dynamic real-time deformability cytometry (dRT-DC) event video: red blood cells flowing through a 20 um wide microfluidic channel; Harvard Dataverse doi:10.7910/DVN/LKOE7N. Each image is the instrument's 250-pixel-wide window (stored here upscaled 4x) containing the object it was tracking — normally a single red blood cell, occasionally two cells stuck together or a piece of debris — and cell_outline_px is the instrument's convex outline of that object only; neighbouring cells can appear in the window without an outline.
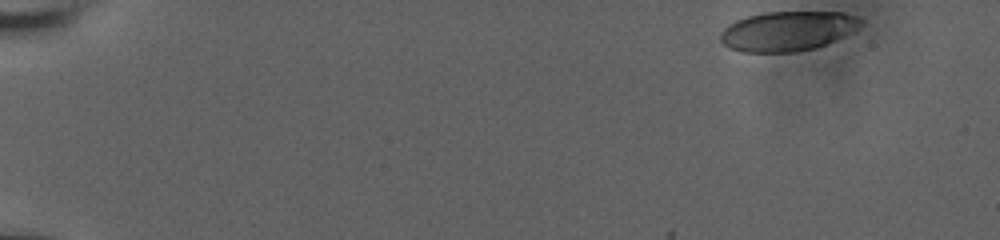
{"species": "human", "species_latin": "Homo sapiens", "temperature_condition": "room temperature", "stored_images_in_passage": 54, "camera_frame_rate_fps": 3000, "um_per_image_px": 0.085, "donor": {"sex": "male"}, "frame": {"image": 1, "passage_image": 1, "time_ms": 0.0, "image_size_px": [1000, 240], "cell_outline_px": [[864, 20], [852, 32], [836, 40], [816, 48], [792, 52], [744, 52], [728, 48], [720, 40], [720, 32], [728, 24], [736, 20], [748, 16], [764, 12], [844, 12], [856, 16]], "centroid_in_image_um": [66.93, 2.64], "position_along_channel_um": 18.1, "area_um2": 32.54}}
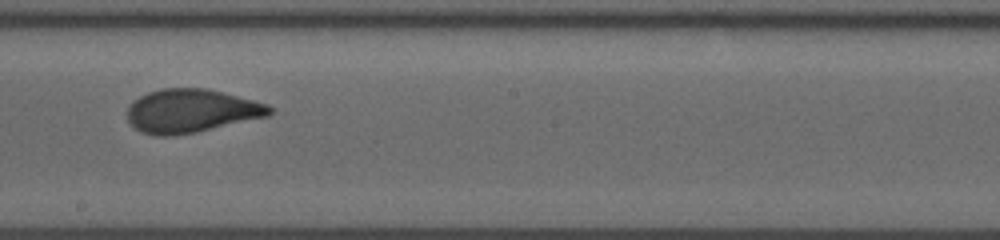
{"frame": {"image": 2, "passage_image": 31, "time_ms": 10.0, "image_size_px": [1000, 240], "cell_outline_px": [[276, 108], [268, 116], [196, 132], [172, 136], [156, 136], [140, 132], [128, 120], [128, 108], [132, 100], [148, 92], [160, 88], [208, 88], [268, 104]], "centroid_in_image_um": [16.26, 9.42], "position_along_channel_um": 231.9, "area_um2": 36.18}}
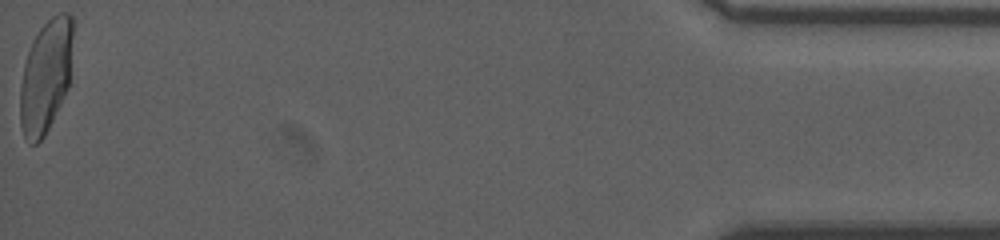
{"frame": {"image": 3, "passage_image": 54, "time_ms": 17.667, "image_size_px": [1000, 240], "cell_outline_px": [[72, 36], [68, 88], [44, 136], [36, 144], [32, 144], [24, 140], [20, 124], [20, 84], [24, 64], [32, 40], [40, 28], [56, 12], [68, 12], [72, 16]], "centroid_in_image_um": [3.86, 6.48], "position_along_channel_um": 431.3, "area_um2": 34.62}, "authors_computed_cell_mechanics": {"area_um2": 35.3158, "velocity_mm_per_s": 3.7224, "shape_relaxation_time_tau1_ms": 7.8288, "shape_relaxation_time_tau2_ms": null, "deformation_change_tau1": 0.2539, "deformation_change_tau2": null}}